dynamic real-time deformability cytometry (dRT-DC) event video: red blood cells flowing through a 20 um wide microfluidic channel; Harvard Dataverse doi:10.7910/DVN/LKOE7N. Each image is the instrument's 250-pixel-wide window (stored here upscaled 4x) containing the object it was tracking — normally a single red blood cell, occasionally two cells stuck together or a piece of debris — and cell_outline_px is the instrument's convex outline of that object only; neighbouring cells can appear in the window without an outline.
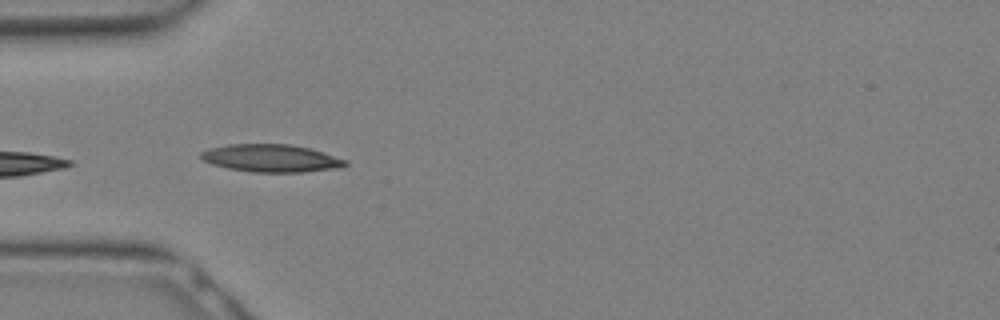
{"species": "Egyptian fruit bat (a non-hibernating species)", "species_latin": "Rousettus aegyptiacus", "temperature_condition": "warm", "stored_images_in_passage": 8, "camera_frame_rate_fps": 3000, "um_per_image_px": 0.085, "animal": {"sex": "female"}, "frame": {"image": 1, "passage_image": 1, "time_ms": 0.0, "image_size_px": [1000, 320], "cell_outline_px": [[348, 164], [344, 168], [304, 172], [252, 172], [228, 168], [212, 164], [204, 160], [200, 156], [200, 152], [208, 148], [228, 144], [292, 144], [308, 148], [348, 160]], "centroid_in_image_um": [23.07, 13.45], "position_along_channel_um": 61.9, "area_um2": 23.41}}
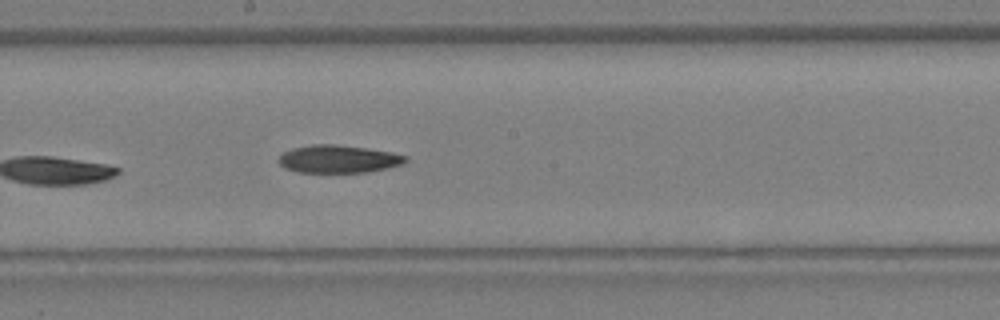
{"frame": {"image": 2, "passage_image": 8, "time_ms": 2.333, "image_size_px": [1000, 320], "cell_outline_px": [[408, 160], [400, 164], [368, 172], [296, 172], [284, 168], [280, 164], [280, 156], [284, 152], [292, 148], [312, 144], [332, 144], [364, 148], [392, 152], [408, 156]], "centroid_in_image_um": [28.74, 13.51], "position_along_channel_um": 219.5, "area_um2": 20.29}}